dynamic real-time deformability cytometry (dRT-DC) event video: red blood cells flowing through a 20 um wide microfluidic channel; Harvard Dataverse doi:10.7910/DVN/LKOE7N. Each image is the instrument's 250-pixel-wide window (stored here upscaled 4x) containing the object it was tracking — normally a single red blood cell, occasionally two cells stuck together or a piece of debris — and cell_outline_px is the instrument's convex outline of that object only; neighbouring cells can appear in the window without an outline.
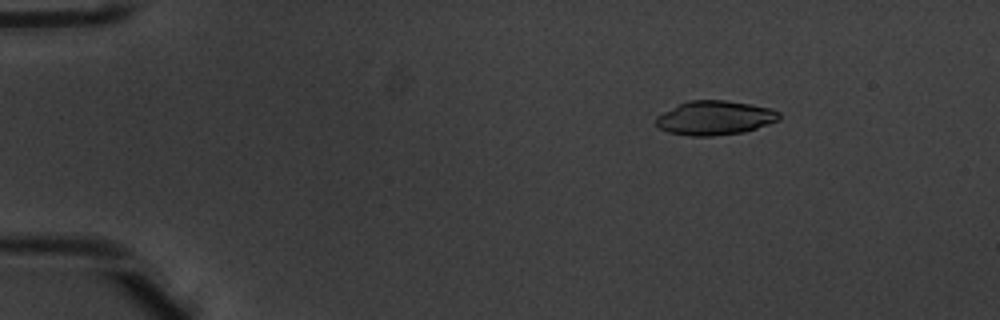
{"species": "common noctule bat (a hibernating species)", "species_latin": "Nyctalus noctula", "temperature_condition": "warm", "stored_images_in_passage": 45, "camera_frame_rate_fps": 3000, "um_per_image_px": 0.085, "animal": {"sex": "male", "body_mass_g": 20.1, "forearm_length_mm": 53.5}, "frame": {"image": 1, "passage_image": 1, "time_ms": 0.0, "image_size_px": [1000, 320], "cell_outline_px": [[780, 120], [744, 132], [712, 136], [688, 136], [668, 132], [660, 128], [656, 124], [656, 116], [688, 100], [724, 100], [752, 104], [772, 108], [780, 112]], "centroid_in_image_um": [60.79, 10.02], "position_along_channel_um": 24.2, "area_um2": 24.57}}
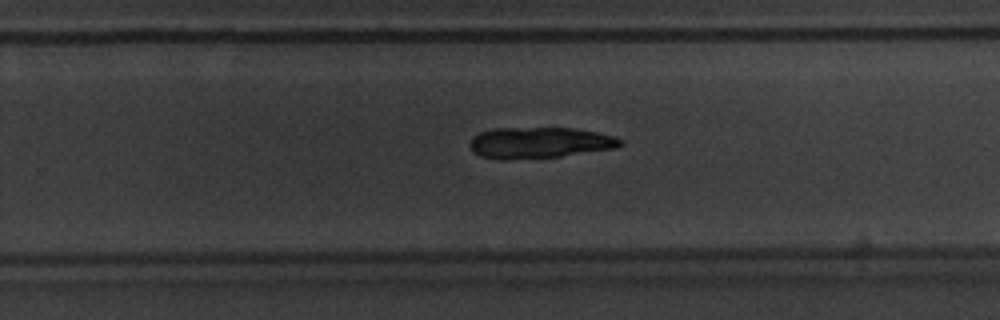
{"frame": {"image": 2, "passage_image": 27, "time_ms": 8.667, "image_size_px": [1000, 320], "cell_outline_px": [[624, 144], [616, 148], [560, 156], [508, 160], [496, 160], [480, 156], [472, 152], [468, 144], [472, 136], [480, 132], [492, 128], [576, 128], [616, 136], [624, 140]], "centroid_in_image_um": [45.83, 12.13], "position_along_channel_um": 284.0, "area_um2": 27.74}}
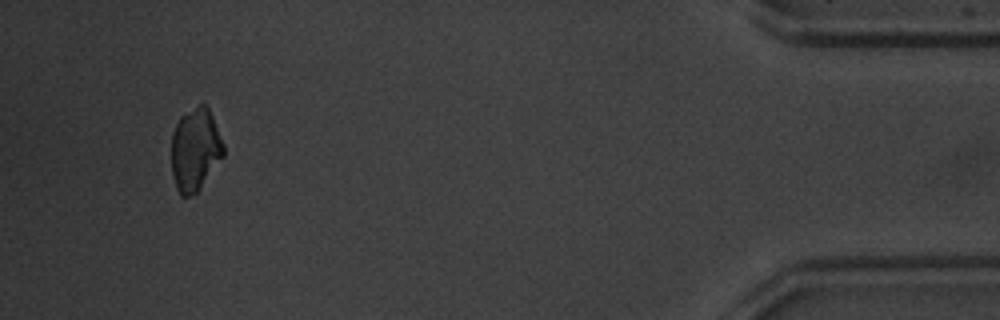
{"frame": {"image": 3, "passage_image": 42, "time_ms": 13.667, "image_size_px": [1000, 320], "cell_outline_px": [[224, 156], [200, 188], [196, 192], [188, 196], [180, 196], [176, 188], [172, 176], [172, 132], [180, 116], [200, 104], [208, 104], [224, 144]], "centroid_in_image_um": [16.6, 12.7], "position_along_channel_um": 418.6, "area_um2": 25.26}, "authors_computed_cell_mechanics": {"area_um2": 27.2816, "velocity_mm_per_s": 3.984, "shape_relaxation_time_tau1_ms": 5.2103, "shape_relaxation_time_tau2_ms": null, "deformation_change_tau1": 0.1435, "deformation_change_tau2": null}}